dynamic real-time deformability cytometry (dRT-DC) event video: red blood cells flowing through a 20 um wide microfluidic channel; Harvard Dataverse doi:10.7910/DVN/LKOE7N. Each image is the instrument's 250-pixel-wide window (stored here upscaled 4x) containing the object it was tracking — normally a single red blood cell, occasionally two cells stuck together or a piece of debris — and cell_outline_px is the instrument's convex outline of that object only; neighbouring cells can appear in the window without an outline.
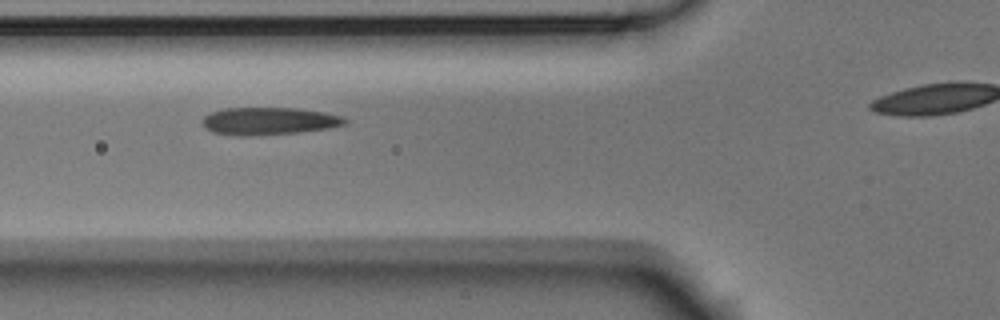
{"species": "Egyptian fruit bat (a non-hibernating species)", "species_latin": "Rousettus aegyptiacus", "temperature_condition": "room temperature", "stored_images_in_passage": 12, "camera_frame_rate_fps": 3000, "um_per_image_px": 0.085, "animal": {"sex": "male"}, "frame": {"image": 1, "passage_image": 2, "time_ms": 0.333, "image_size_px": [1000, 320], "cell_outline_px": [[348, 124], [328, 128], [300, 132], [248, 136], [240, 136], [212, 132], [204, 128], [204, 116], [212, 112], [224, 108], [296, 108], [324, 112], [340, 116], [348, 120]], "centroid_in_image_um": [22.87, 10.29], "position_along_channel_um": 102.9, "area_um2": 22.77}}
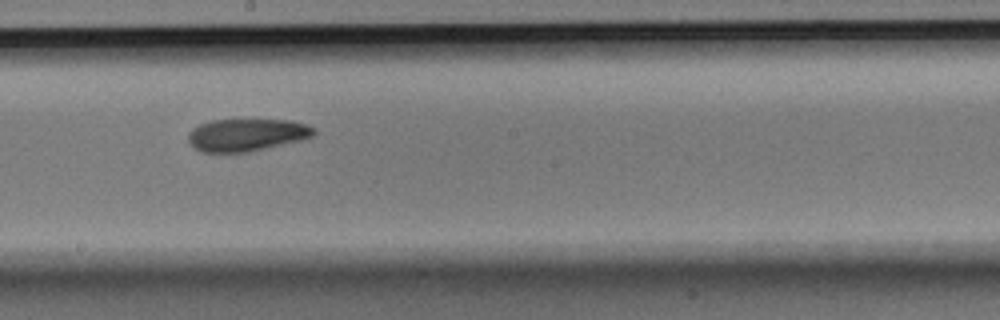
{"frame": {"image": 2, "passage_image": 6, "time_ms": 1.667, "image_size_px": [1000, 320], "cell_outline_px": [[316, 132], [312, 136], [300, 140], [248, 152], [204, 152], [196, 148], [188, 140], [188, 132], [192, 128], [200, 124], [212, 120], [292, 120], [308, 124], [316, 128]], "centroid_in_image_um": [20.99, 11.45], "position_along_channel_um": 227.2, "area_um2": 23.64}}
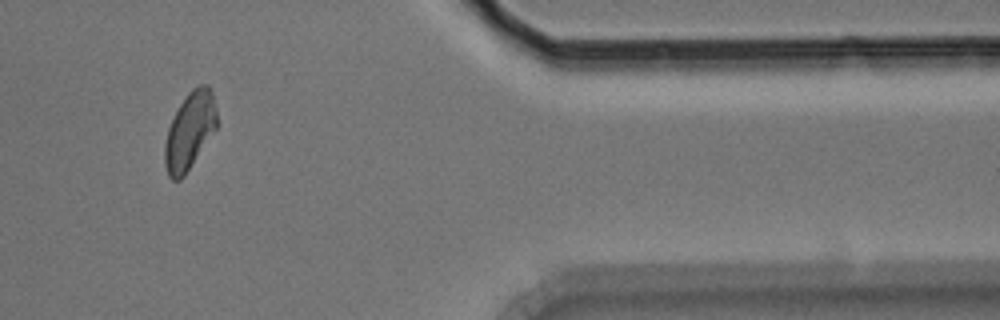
{"frame": {"image": 3, "passage_image": 10, "time_ms": 3.0, "image_size_px": [1000, 320], "cell_outline_px": [[216, 128], [184, 176], [180, 180], [172, 180], [168, 176], [164, 164], [164, 144], [168, 128], [180, 104], [188, 92], [196, 84], [208, 84], [212, 92], [216, 112]], "centroid_in_image_um": [16.1, 11.12], "position_along_channel_um": 395.3, "area_um2": 23.24}}